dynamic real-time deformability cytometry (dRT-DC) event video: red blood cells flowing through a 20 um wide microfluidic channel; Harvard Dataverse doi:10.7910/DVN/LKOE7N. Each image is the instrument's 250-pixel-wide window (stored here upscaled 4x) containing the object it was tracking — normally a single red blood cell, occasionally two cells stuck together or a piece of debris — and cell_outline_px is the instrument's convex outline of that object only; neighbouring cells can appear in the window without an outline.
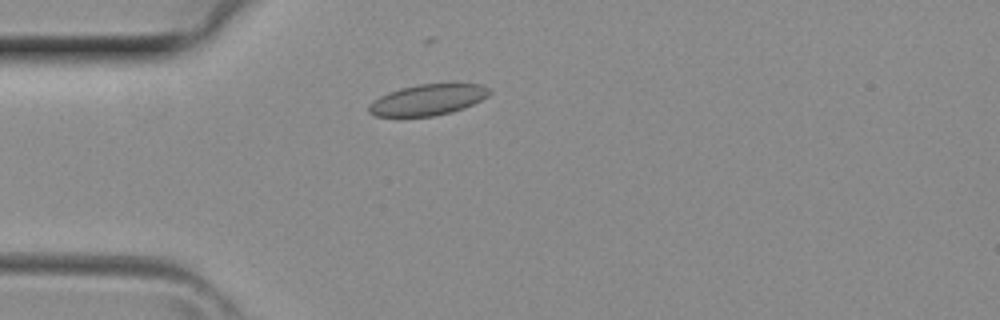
{"species": "common noctule bat (a hibernating species)", "species_latin": "Nyctalus noctula", "temperature_condition": "room temperature", "stored_images_in_passage": 2, "camera_frame_rate_fps": 3000, "um_per_image_px": 0.085, "animal": {"sex": "female", "body_mass_g": 29.2, "forearm_length_mm": 56.3}, "frame": {"image": 1, "passage_image": 1, "time_ms": 0.0, "image_size_px": [1000, 320], "cell_outline_px": [[492, 92], [488, 96], [464, 108], [452, 112], [436, 116], [376, 116], [368, 112], [368, 104], [380, 96], [388, 92], [400, 88], [420, 84], [480, 84], [488, 88]], "centroid_in_image_um": [36.35, 8.49], "position_along_channel_um": 48.7, "area_um2": 21.68}}